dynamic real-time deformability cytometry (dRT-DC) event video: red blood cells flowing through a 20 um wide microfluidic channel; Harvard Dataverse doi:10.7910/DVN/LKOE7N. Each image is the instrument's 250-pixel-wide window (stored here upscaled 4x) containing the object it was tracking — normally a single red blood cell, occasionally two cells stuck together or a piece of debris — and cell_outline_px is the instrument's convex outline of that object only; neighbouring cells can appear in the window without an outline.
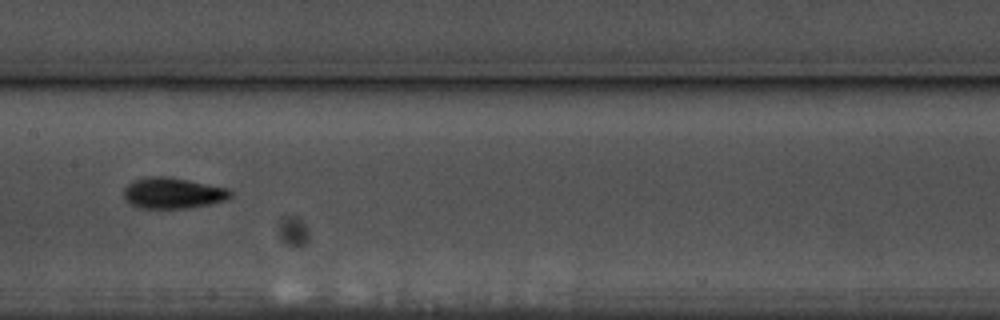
{"species": "common noctule bat (a hibernating species)", "species_latin": "Nyctalus noctula", "temperature_condition": "warm", "stored_images_in_passage": 22, "camera_frame_rate_fps": 3000, "um_per_image_px": 0.085, "animal": {"sex": "male", "body_mass_g": 17.5, "forearm_length_mm": 52.3}, "frame": {"image": 1, "passage_image": 13, "time_ms": 4.0, "image_size_px": [1000, 320], "cell_outline_px": [[232, 196], [228, 200], [212, 204], [188, 208], [140, 208], [128, 204], [124, 196], [124, 188], [132, 180], [144, 176], [168, 176], [228, 188], [232, 192]], "centroid_in_image_um": [14.69, 16.41], "position_along_channel_um": 192.7, "area_um2": 19.59}}